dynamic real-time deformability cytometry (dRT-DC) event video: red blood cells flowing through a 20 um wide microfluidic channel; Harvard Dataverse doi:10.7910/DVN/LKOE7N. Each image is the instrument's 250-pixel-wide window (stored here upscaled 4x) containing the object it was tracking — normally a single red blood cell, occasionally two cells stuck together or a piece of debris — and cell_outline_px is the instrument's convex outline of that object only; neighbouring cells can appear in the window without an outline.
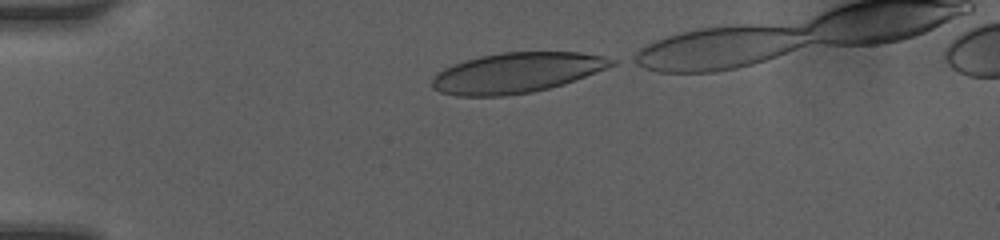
{"species": "human", "species_latin": "Homo sapiens", "temperature_condition": "room temperature", "stored_images_in_passage": 31, "camera_frame_rate_fps": 3000, "um_per_image_px": 0.085, "donor": {"sex": "female"}, "frame": {"image": 1, "passage_image": 1, "time_ms": 0.0, "image_size_px": [1000, 240], "cell_outline_px": [[616, 64], [584, 76], [548, 88], [532, 92], [504, 96], [456, 96], [440, 92], [432, 88], [432, 80], [436, 72], [444, 68], [480, 56], [500, 52], [580, 52], [604, 56], [616, 60]], "centroid_in_image_um": [43.87, 6.18], "position_along_channel_um": 41.1, "area_um2": 41.67}}
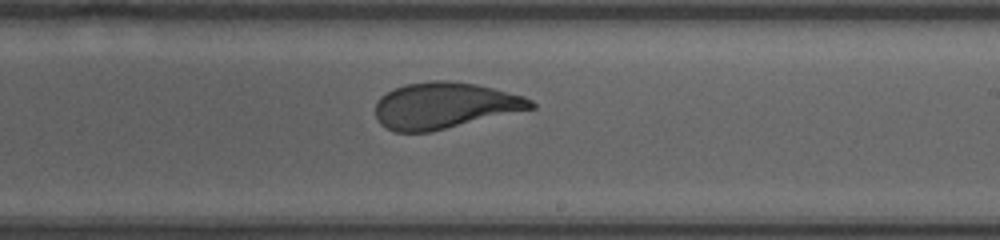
{"frame": {"image": 2, "passage_image": 19, "time_ms": 6.0, "image_size_px": [1000, 240], "cell_outline_px": [[536, 108], [428, 132], [396, 132], [380, 124], [376, 116], [376, 100], [380, 96], [404, 84], [432, 80], [448, 80], [476, 84], [524, 96], [532, 100], [536, 104]], "centroid_in_image_um": [37.79, 8.96], "position_along_channel_um": 251.2, "area_um2": 41.73}}
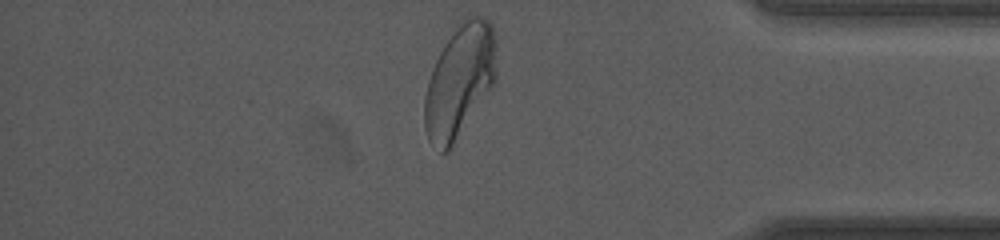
{"frame": {"image": 3, "passage_image": 31, "time_ms": 10.0, "image_size_px": [1000, 240], "cell_outline_px": [[496, 80], [448, 152], [440, 152], [428, 140], [424, 128], [424, 100], [428, 80], [432, 68], [440, 52], [456, 28], [460, 24], [472, 16], [484, 16], [492, 24], [496, 36]], "centroid_in_image_um": [39.07, 6.9], "position_along_channel_um": 396.1, "area_um2": 46.82}, "authors_computed_cell_mechanics": {"area_um2": 42.6564, "velocity_mm_per_s": 4.1856, "shape_relaxation_time_tau1_ms": 5.4538, "shape_relaxation_time_tau2_ms": null, "deformation_change_tau1": 0.2122, "deformation_change_tau2": null}}